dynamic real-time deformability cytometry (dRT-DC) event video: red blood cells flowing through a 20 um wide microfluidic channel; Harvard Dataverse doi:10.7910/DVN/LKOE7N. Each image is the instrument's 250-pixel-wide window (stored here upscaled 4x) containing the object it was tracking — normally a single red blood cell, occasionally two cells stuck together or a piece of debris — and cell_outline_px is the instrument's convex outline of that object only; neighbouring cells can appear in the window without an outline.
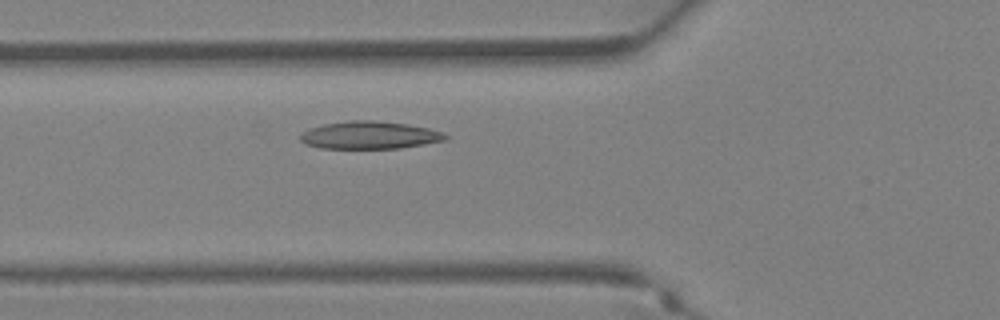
{"species": "Egyptian fruit bat (a non-hibernating species)", "species_latin": "Rousettus aegyptiacus", "temperature_condition": "warm", "stored_images_in_passage": 31, "camera_frame_rate_fps": 3000, "um_per_image_px": 0.085, "animal": {"sex": "female"}, "frame": {"image": 1, "passage_image": 8, "time_ms": 2.333, "image_size_px": [1000, 320], "cell_outline_px": [[448, 140], [400, 148], [320, 148], [304, 144], [300, 140], [300, 136], [308, 128], [324, 124], [348, 120], [372, 120], [408, 124], [428, 128], [440, 132], [448, 136]], "centroid_in_image_um": [31.4, 11.49], "position_along_channel_um": 94.4, "area_um2": 23.35}}
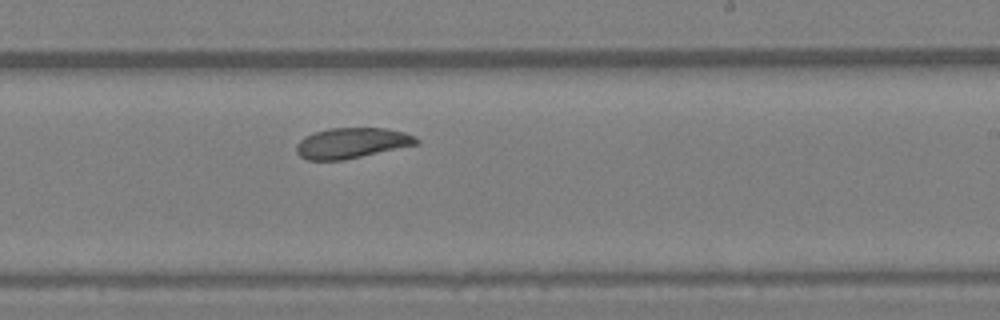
{"frame": {"image": 2, "passage_image": 17, "time_ms": 5.333, "image_size_px": [1000, 320], "cell_outline_px": [[420, 144], [344, 160], [308, 160], [300, 156], [296, 152], [296, 144], [304, 136], [328, 128], [388, 128], [404, 132], [416, 136], [420, 140]], "centroid_in_image_um": [29.93, 12.16], "position_along_channel_um": 259.1, "area_um2": 21.56}}
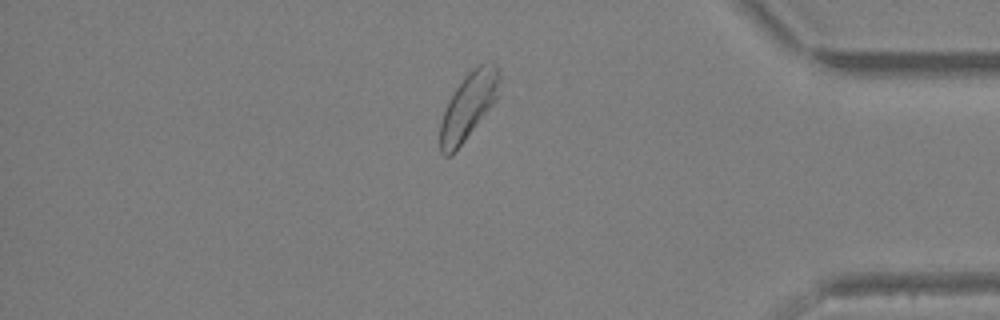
{"frame": {"image": 3, "passage_image": 26, "time_ms": 8.333, "image_size_px": [1000, 320], "cell_outline_px": [[500, 80], [496, 100], [452, 156], [444, 156], [440, 152], [440, 120], [448, 100], [464, 76], [472, 68], [480, 64], [492, 60], [500, 68]], "centroid_in_image_um": [39.81, 8.97], "position_along_channel_um": 395.4, "area_um2": 23.18}}